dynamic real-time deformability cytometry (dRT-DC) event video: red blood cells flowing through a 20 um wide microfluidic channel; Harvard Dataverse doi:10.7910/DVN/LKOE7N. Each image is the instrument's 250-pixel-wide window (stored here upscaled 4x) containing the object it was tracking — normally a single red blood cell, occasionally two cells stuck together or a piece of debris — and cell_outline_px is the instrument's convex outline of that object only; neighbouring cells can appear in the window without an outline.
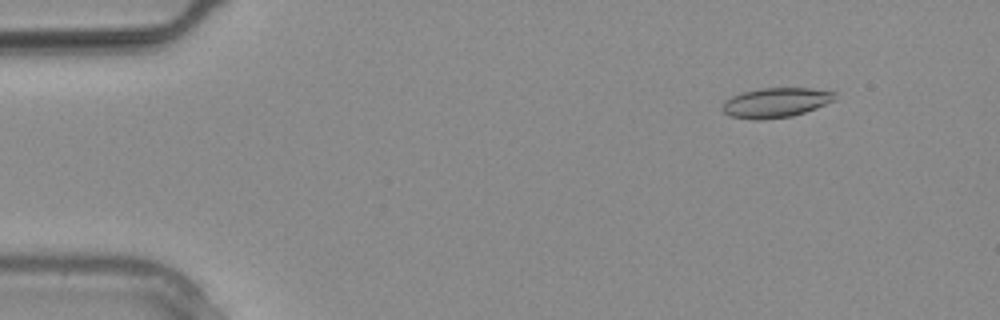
{"species": "common noctule bat (a hibernating species)", "species_latin": "Nyctalus noctula", "temperature_condition": "warm", "stored_images_in_passage": 8, "camera_frame_rate_fps": 3000, "um_per_image_px": 0.085, "animal": {"sex": "male", "body_mass_g": 20.4}, "frame": {"image": 1, "passage_image": 4, "time_ms": 1.0, "image_size_px": [1000, 320], "cell_outline_px": [[836, 92], [832, 100], [816, 108], [792, 116], [764, 120], [752, 120], [728, 116], [720, 108], [724, 100], [732, 96], [744, 92], [760, 88], [808, 88]], "centroid_in_image_um": [65.86, 8.74], "position_along_channel_um": 19.1, "area_um2": 19.48}}